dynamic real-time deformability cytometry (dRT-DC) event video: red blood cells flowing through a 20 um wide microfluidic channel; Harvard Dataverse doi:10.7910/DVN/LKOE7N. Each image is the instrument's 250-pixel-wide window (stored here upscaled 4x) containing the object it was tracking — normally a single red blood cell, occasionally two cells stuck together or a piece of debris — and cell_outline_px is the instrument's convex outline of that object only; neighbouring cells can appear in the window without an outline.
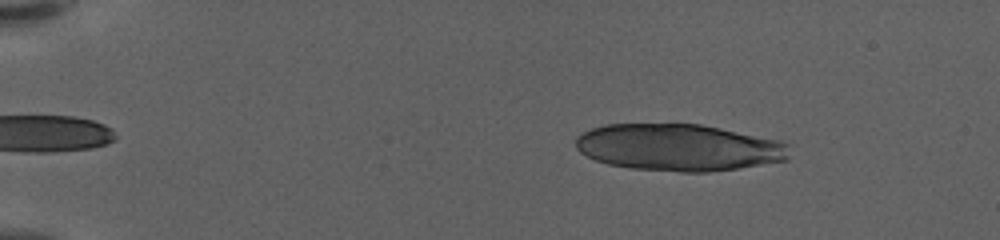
{"species": "human", "species_latin": "Homo sapiens", "temperature_condition": "warm", "stored_images_in_passage": 18, "camera_frame_rate_fps": 3000, "um_per_image_px": 0.085, "donor": {"sex": "female"}, "frame": {"image": 1, "passage_image": 6, "time_ms": 1.667, "image_size_px": [1000, 240], "cell_outline_px": [[788, 160], [736, 168], [708, 172], [680, 172], [632, 168], [608, 164], [596, 160], [580, 152], [576, 148], [576, 136], [592, 128], [604, 124], [700, 124], [780, 140], [788, 144]], "centroid_in_image_um": [57.68, 12.53], "position_along_channel_um": 27.3, "area_um2": 58.26}}